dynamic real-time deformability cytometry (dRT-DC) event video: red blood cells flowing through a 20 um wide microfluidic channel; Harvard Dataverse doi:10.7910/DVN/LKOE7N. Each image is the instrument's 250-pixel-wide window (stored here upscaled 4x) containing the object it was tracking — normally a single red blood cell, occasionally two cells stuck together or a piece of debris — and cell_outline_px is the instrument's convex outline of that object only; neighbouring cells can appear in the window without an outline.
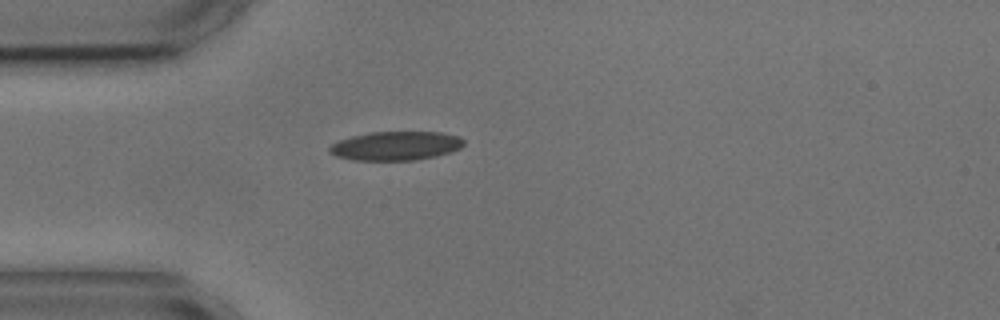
{"species": "common noctule bat (a hibernating species)", "species_latin": "Nyctalus noctula", "temperature_condition": "cold", "stored_images_in_passage": 1, "camera_frame_rate_fps": 3000, "um_per_image_px": 0.085, "animal": {"sex": "male", "body_mass_g": 17.9, "forearm_length_mm": 54.2}, "frame": {"image": 1, "passage_image": 1, "time_ms": 0.0, "image_size_px": [1000, 320], "cell_outline_px": [[464, 144], [460, 148], [452, 152], [436, 156], [416, 160], [352, 160], [336, 156], [328, 152], [328, 148], [332, 144], [340, 140], [352, 136], [372, 132], [440, 132], [460, 136], [464, 140]], "centroid_in_image_um": [33.66, 12.4], "position_along_channel_um": 51.3, "area_um2": 22.72}}